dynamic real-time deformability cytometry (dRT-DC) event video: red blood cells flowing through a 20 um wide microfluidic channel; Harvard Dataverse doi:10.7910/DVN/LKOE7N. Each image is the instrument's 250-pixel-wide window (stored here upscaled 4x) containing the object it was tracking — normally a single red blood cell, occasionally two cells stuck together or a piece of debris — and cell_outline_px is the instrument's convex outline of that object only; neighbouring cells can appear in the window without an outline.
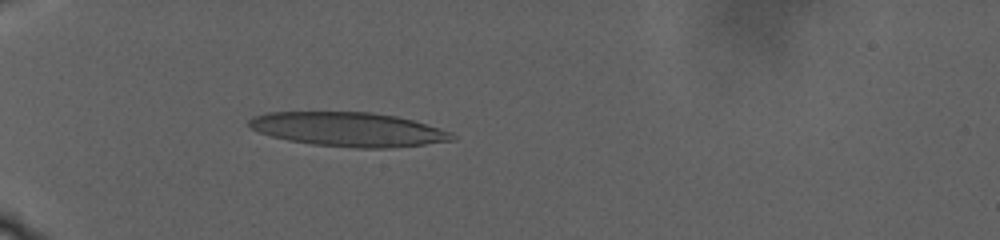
{"species": "human", "species_latin": "Homo sapiens", "temperature_condition": "warm", "stored_images_in_passage": 62, "camera_frame_rate_fps": 3000, "um_per_image_px": 0.085, "donor": {"sex": "male"}, "frame": {"image": 1, "passage_image": 21, "time_ms": 10.333, "image_size_px": [1000, 240], "cell_outline_px": [[456, 140], [424, 144], [388, 148], [356, 148], [312, 144], [288, 140], [272, 136], [260, 132], [252, 128], [248, 124], [248, 120], [252, 116], [264, 112], [372, 112], [396, 116], [412, 120], [440, 128], [452, 132], [456, 136]], "centroid_in_image_um": [29.62, 10.99], "position_along_channel_um": 55.4, "area_um2": 40.46}}
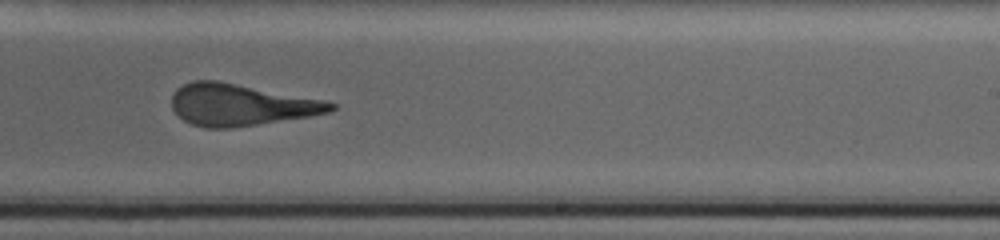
{"frame": {"image": 2, "passage_image": 42, "time_ms": 20.667, "image_size_px": [1000, 240], "cell_outline_px": [[336, 108], [328, 112], [308, 116], [232, 128], [204, 128], [192, 124], [184, 120], [172, 108], [172, 96], [176, 88], [192, 80], [216, 80], [324, 100], [336, 104]], "centroid_in_image_um": [20.41, 8.9], "position_along_channel_um": 268.6, "area_um2": 38.26}}
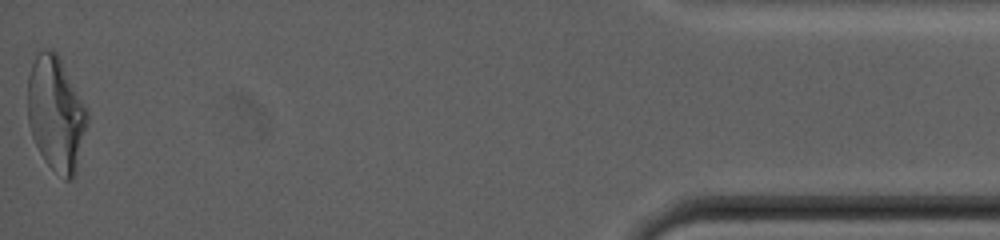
{"frame": {"image": 3, "passage_image": 62, "time_ms": 30.667, "image_size_px": [1000, 240], "cell_outline_px": [[88, 120], [76, 176], [72, 180], [64, 180], [44, 160], [32, 136], [28, 124], [28, 76], [32, 64], [36, 56], [44, 48], [52, 48], [56, 52], [88, 108]], "centroid_in_image_um": [4.78, 9.69], "position_along_channel_um": 430.4, "area_um2": 40.06}, "authors_computed_cell_mechanics": {"area_um2": 39.7375, "velocity_mm_per_s": 2.3395, "shape_relaxation_time_tau1_ms": null, "shape_relaxation_time_tau2_ms": 2.1907, "deformation_change_tau1": null, "deformation_change_tau2": 0.1228}}